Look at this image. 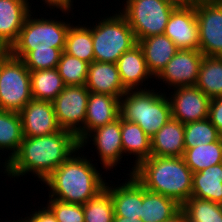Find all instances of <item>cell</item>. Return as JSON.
I'll use <instances>...</instances> for the list:
<instances>
[{
  "label": "cell",
  "mask_w": 222,
  "mask_h": 222,
  "mask_svg": "<svg viewBox=\"0 0 222 222\" xmlns=\"http://www.w3.org/2000/svg\"><path fill=\"white\" fill-rule=\"evenodd\" d=\"M79 147L76 136L62 129L47 136L24 137L19 151L9 163L10 179L19 180L31 173L37 181L43 182Z\"/></svg>",
  "instance_id": "cell-1"
},
{
  "label": "cell",
  "mask_w": 222,
  "mask_h": 222,
  "mask_svg": "<svg viewBox=\"0 0 222 222\" xmlns=\"http://www.w3.org/2000/svg\"><path fill=\"white\" fill-rule=\"evenodd\" d=\"M83 151L79 147L41 182L48 187L49 198L84 205L105 189L106 177H102L100 168L98 170L96 167L97 163H92L94 160L80 153Z\"/></svg>",
  "instance_id": "cell-2"
},
{
  "label": "cell",
  "mask_w": 222,
  "mask_h": 222,
  "mask_svg": "<svg viewBox=\"0 0 222 222\" xmlns=\"http://www.w3.org/2000/svg\"><path fill=\"white\" fill-rule=\"evenodd\" d=\"M147 190L176 200L181 206L192 197L193 172L183 157H156L141 161L132 174Z\"/></svg>",
  "instance_id": "cell-3"
},
{
  "label": "cell",
  "mask_w": 222,
  "mask_h": 222,
  "mask_svg": "<svg viewBox=\"0 0 222 222\" xmlns=\"http://www.w3.org/2000/svg\"><path fill=\"white\" fill-rule=\"evenodd\" d=\"M127 90L120 98V117L136 123L151 138L171 118V104L166 90ZM159 91V92H158Z\"/></svg>",
  "instance_id": "cell-4"
},
{
  "label": "cell",
  "mask_w": 222,
  "mask_h": 222,
  "mask_svg": "<svg viewBox=\"0 0 222 222\" xmlns=\"http://www.w3.org/2000/svg\"><path fill=\"white\" fill-rule=\"evenodd\" d=\"M114 12L92 22L94 61L116 63L124 52L138 44L126 17L117 9Z\"/></svg>",
  "instance_id": "cell-5"
},
{
  "label": "cell",
  "mask_w": 222,
  "mask_h": 222,
  "mask_svg": "<svg viewBox=\"0 0 222 222\" xmlns=\"http://www.w3.org/2000/svg\"><path fill=\"white\" fill-rule=\"evenodd\" d=\"M36 10L26 17L17 41L11 46V54L23 59L34 49H65L66 35L71 21L36 17ZM34 13V14H33ZM34 16V17H33ZM57 19V20H56Z\"/></svg>",
  "instance_id": "cell-6"
},
{
  "label": "cell",
  "mask_w": 222,
  "mask_h": 222,
  "mask_svg": "<svg viewBox=\"0 0 222 222\" xmlns=\"http://www.w3.org/2000/svg\"><path fill=\"white\" fill-rule=\"evenodd\" d=\"M124 1L126 3L122 2L123 7L119 11L126 17L137 42L149 36L164 34L169 17L177 7L167 0Z\"/></svg>",
  "instance_id": "cell-7"
},
{
  "label": "cell",
  "mask_w": 222,
  "mask_h": 222,
  "mask_svg": "<svg viewBox=\"0 0 222 222\" xmlns=\"http://www.w3.org/2000/svg\"><path fill=\"white\" fill-rule=\"evenodd\" d=\"M31 99L30 71L22 59L10 54L1 61L0 109L20 112Z\"/></svg>",
  "instance_id": "cell-8"
},
{
  "label": "cell",
  "mask_w": 222,
  "mask_h": 222,
  "mask_svg": "<svg viewBox=\"0 0 222 222\" xmlns=\"http://www.w3.org/2000/svg\"><path fill=\"white\" fill-rule=\"evenodd\" d=\"M199 50L204 56H222V0L194 3Z\"/></svg>",
  "instance_id": "cell-9"
},
{
  "label": "cell",
  "mask_w": 222,
  "mask_h": 222,
  "mask_svg": "<svg viewBox=\"0 0 222 222\" xmlns=\"http://www.w3.org/2000/svg\"><path fill=\"white\" fill-rule=\"evenodd\" d=\"M89 90L85 85L66 86L52 101L58 125L75 136L83 129Z\"/></svg>",
  "instance_id": "cell-10"
},
{
  "label": "cell",
  "mask_w": 222,
  "mask_h": 222,
  "mask_svg": "<svg viewBox=\"0 0 222 222\" xmlns=\"http://www.w3.org/2000/svg\"><path fill=\"white\" fill-rule=\"evenodd\" d=\"M95 146L100 164L103 169L110 171L118 164H121L123 156L122 139H121V117L119 116L114 122L106 124L92 130L81 142L80 147L84 149L88 144Z\"/></svg>",
  "instance_id": "cell-11"
},
{
  "label": "cell",
  "mask_w": 222,
  "mask_h": 222,
  "mask_svg": "<svg viewBox=\"0 0 222 222\" xmlns=\"http://www.w3.org/2000/svg\"><path fill=\"white\" fill-rule=\"evenodd\" d=\"M204 55L199 49H179L155 78L170 89L195 86Z\"/></svg>",
  "instance_id": "cell-12"
},
{
  "label": "cell",
  "mask_w": 222,
  "mask_h": 222,
  "mask_svg": "<svg viewBox=\"0 0 222 222\" xmlns=\"http://www.w3.org/2000/svg\"><path fill=\"white\" fill-rule=\"evenodd\" d=\"M169 95L172 118L183 124L209 117L211 98L196 86L178 87Z\"/></svg>",
  "instance_id": "cell-13"
},
{
  "label": "cell",
  "mask_w": 222,
  "mask_h": 222,
  "mask_svg": "<svg viewBox=\"0 0 222 222\" xmlns=\"http://www.w3.org/2000/svg\"><path fill=\"white\" fill-rule=\"evenodd\" d=\"M19 114L24 137L47 136L61 130L50 101L31 99Z\"/></svg>",
  "instance_id": "cell-14"
},
{
  "label": "cell",
  "mask_w": 222,
  "mask_h": 222,
  "mask_svg": "<svg viewBox=\"0 0 222 222\" xmlns=\"http://www.w3.org/2000/svg\"><path fill=\"white\" fill-rule=\"evenodd\" d=\"M164 34L179 49H199V29L195 6H177L171 13Z\"/></svg>",
  "instance_id": "cell-15"
},
{
  "label": "cell",
  "mask_w": 222,
  "mask_h": 222,
  "mask_svg": "<svg viewBox=\"0 0 222 222\" xmlns=\"http://www.w3.org/2000/svg\"><path fill=\"white\" fill-rule=\"evenodd\" d=\"M120 99L90 92L83 129L76 135L80 143L92 130L114 122L120 116Z\"/></svg>",
  "instance_id": "cell-16"
},
{
  "label": "cell",
  "mask_w": 222,
  "mask_h": 222,
  "mask_svg": "<svg viewBox=\"0 0 222 222\" xmlns=\"http://www.w3.org/2000/svg\"><path fill=\"white\" fill-rule=\"evenodd\" d=\"M128 177L119 185L112 184V181H110L111 184L106 182L105 189L112 198L114 216L141 219L142 185L133 175H128Z\"/></svg>",
  "instance_id": "cell-17"
},
{
  "label": "cell",
  "mask_w": 222,
  "mask_h": 222,
  "mask_svg": "<svg viewBox=\"0 0 222 222\" xmlns=\"http://www.w3.org/2000/svg\"><path fill=\"white\" fill-rule=\"evenodd\" d=\"M116 64L121 82L126 90L148 89L146 88L150 84L148 81L150 79L151 82L153 75L147 67L143 50L138 44L129 51L124 52Z\"/></svg>",
  "instance_id": "cell-18"
},
{
  "label": "cell",
  "mask_w": 222,
  "mask_h": 222,
  "mask_svg": "<svg viewBox=\"0 0 222 222\" xmlns=\"http://www.w3.org/2000/svg\"><path fill=\"white\" fill-rule=\"evenodd\" d=\"M85 86L89 92L112 95L119 99L127 92L121 82L116 63H90Z\"/></svg>",
  "instance_id": "cell-19"
},
{
  "label": "cell",
  "mask_w": 222,
  "mask_h": 222,
  "mask_svg": "<svg viewBox=\"0 0 222 222\" xmlns=\"http://www.w3.org/2000/svg\"><path fill=\"white\" fill-rule=\"evenodd\" d=\"M32 4L28 0H0V38L8 45L17 41L26 17L33 11Z\"/></svg>",
  "instance_id": "cell-20"
},
{
  "label": "cell",
  "mask_w": 222,
  "mask_h": 222,
  "mask_svg": "<svg viewBox=\"0 0 222 222\" xmlns=\"http://www.w3.org/2000/svg\"><path fill=\"white\" fill-rule=\"evenodd\" d=\"M184 150V124L173 118L151 137V156L182 157Z\"/></svg>",
  "instance_id": "cell-21"
},
{
  "label": "cell",
  "mask_w": 222,
  "mask_h": 222,
  "mask_svg": "<svg viewBox=\"0 0 222 222\" xmlns=\"http://www.w3.org/2000/svg\"><path fill=\"white\" fill-rule=\"evenodd\" d=\"M142 48L147 67L154 79L165 68L179 48L165 34L149 36L138 41Z\"/></svg>",
  "instance_id": "cell-22"
},
{
  "label": "cell",
  "mask_w": 222,
  "mask_h": 222,
  "mask_svg": "<svg viewBox=\"0 0 222 222\" xmlns=\"http://www.w3.org/2000/svg\"><path fill=\"white\" fill-rule=\"evenodd\" d=\"M121 139L123 155H134L133 167L126 175H132L135 166L151 156V138L139 127L138 124L121 118ZM125 153V154H124Z\"/></svg>",
  "instance_id": "cell-23"
},
{
  "label": "cell",
  "mask_w": 222,
  "mask_h": 222,
  "mask_svg": "<svg viewBox=\"0 0 222 222\" xmlns=\"http://www.w3.org/2000/svg\"><path fill=\"white\" fill-rule=\"evenodd\" d=\"M182 206L174 199L145 189L142 186L143 222H165L176 215Z\"/></svg>",
  "instance_id": "cell-24"
},
{
  "label": "cell",
  "mask_w": 222,
  "mask_h": 222,
  "mask_svg": "<svg viewBox=\"0 0 222 222\" xmlns=\"http://www.w3.org/2000/svg\"><path fill=\"white\" fill-rule=\"evenodd\" d=\"M192 197L222 204V163L193 173Z\"/></svg>",
  "instance_id": "cell-25"
},
{
  "label": "cell",
  "mask_w": 222,
  "mask_h": 222,
  "mask_svg": "<svg viewBox=\"0 0 222 222\" xmlns=\"http://www.w3.org/2000/svg\"><path fill=\"white\" fill-rule=\"evenodd\" d=\"M23 138L19 112L0 109V150L3 154L5 151L9 152L7 156L9 162L19 151Z\"/></svg>",
  "instance_id": "cell-26"
},
{
  "label": "cell",
  "mask_w": 222,
  "mask_h": 222,
  "mask_svg": "<svg viewBox=\"0 0 222 222\" xmlns=\"http://www.w3.org/2000/svg\"><path fill=\"white\" fill-rule=\"evenodd\" d=\"M70 25L65 42L64 52L90 64L94 61L92 26L89 23ZM90 24V25H86ZM89 26V27H88Z\"/></svg>",
  "instance_id": "cell-27"
},
{
  "label": "cell",
  "mask_w": 222,
  "mask_h": 222,
  "mask_svg": "<svg viewBox=\"0 0 222 222\" xmlns=\"http://www.w3.org/2000/svg\"><path fill=\"white\" fill-rule=\"evenodd\" d=\"M32 97L52 102L66 87L57 68L30 71Z\"/></svg>",
  "instance_id": "cell-28"
},
{
  "label": "cell",
  "mask_w": 222,
  "mask_h": 222,
  "mask_svg": "<svg viewBox=\"0 0 222 222\" xmlns=\"http://www.w3.org/2000/svg\"><path fill=\"white\" fill-rule=\"evenodd\" d=\"M195 86L211 99L222 96V57H203Z\"/></svg>",
  "instance_id": "cell-29"
},
{
  "label": "cell",
  "mask_w": 222,
  "mask_h": 222,
  "mask_svg": "<svg viewBox=\"0 0 222 222\" xmlns=\"http://www.w3.org/2000/svg\"><path fill=\"white\" fill-rule=\"evenodd\" d=\"M182 157L193 173L220 164L222 163V138L216 142L187 148Z\"/></svg>",
  "instance_id": "cell-30"
},
{
  "label": "cell",
  "mask_w": 222,
  "mask_h": 222,
  "mask_svg": "<svg viewBox=\"0 0 222 222\" xmlns=\"http://www.w3.org/2000/svg\"><path fill=\"white\" fill-rule=\"evenodd\" d=\"M189 222H222V204L196 197L189 198L181 208Z\"/></svg>",
  "instance_id": "cell-31"
},
{
  "label": "cell",
  "mask_w": 222,
  "mask_h": 222,
  "mask_svg": "<svg viewBox=\"0 0 222 222\" xmlns=\"http://www.w3.org/2000/svg\"><path fill=\"white\" fill-rule=\"evenodd\" d=\"M221 133L211 123L209 118L184 124V147L192 148L202 144L216 142Z\"/></svg>",
  "instance_id": "cell-32"
},
{
  "label": "cell",
  "mask_w": 222,
  "mask_h": 222,
  "mask_svg": "<svg viewBox=\"0 0 222 222\" xmlns=\"http://www.w3.org/2000/svg\"><path fill=\"white\" fill-rule=\"evenodd\" d=\"M85 222H113L114 205L110 193L104 189L83 205Z\"/></svg>",
  "instance_id": "cell-33"
},
{
  "label": "cell",
  "mask_w": 222,
  "mask_h": 222,
  "mask_svg": "<svg viewBox=\"0 0 222 222\" xmlns=\"http://www.w3.org/2000/svg\"><path fill=\"white\" fill-rule=\"evenodd\" d=\"M57 69L66 86L86 84L89 64L85 61L63 51Z\"/></svg>",
  "instance_id": "cell-34"
},
{
  "label": "cell",
  "mask_w": 222,
  "mask_h": 222,
  "mask_svg": "<svg viewBox=\"0 0 222 222\" xmlns=\"http://www.w3.org/2000/svg\"><path fill=\"white\" fill-rule=\"evenodd\" d=\"M64 49H34L22 60L29 71L57 68Z\"/></svg>",
  "instance_id": "cell-35"
},
{
  "label": "cell",
  "mask_w": 222,
  "mask_h": 222,
  "mask_svg": "<svg viewBox=\"0 0 222 222\" xmlns=\"http://www.w3.org/2000/svg\"><path fill=\"white\" fill-rule=\"evenodd\" d=\"M46 207L55 216L57 222H85L83 205L81 204L66 203L49 198Z\"/></svg>",
  "instance_id": "cell-36"
},
{
  "label": "cell",
  "mask_w": 222,
  "mask_h": 222,
  "mask_svg": "<svg viewBox=\"0 0 222 222\" xmlns=\"http://www.w3.org/2000/svg\"><path fill=\"white\" fill-rule=\"evenodd\" d=\"M208 118L222 134V96L210 100Z\"/></svg>",
  "instance_id": "cell-37"
},
{
  "label": "cell",
  "mask_w": 222,
  "mask_h": 222,
  "mask_svg": "<svg viewBox=\"0 0 222 222\" xmlns=\"http://www.w3.org/2000/svg\"><path fill=\"white\" fill-rule=\"evenodd\" d=\"M38 208V210H34L29 212V214L26 213V221L27 222H57L55 216L52 214V212L46 207L41 205ZM29 215V216H28Z\"/></svg>",
  "instance_id": "cell-38"
},
{
  "label": "cell",
  "mask_w": 222,
  "mask_h": 222,
  "mask_svg": "<svg viewBox=\"0 0 222 222\" xmlns=\"http://www.w3.org/2000/svg\"><path fill=\"white\" fill-rule=\"evenodd\" d=\"M43 4L46 7H48L50 9V11L53 9H55L57 11V9H59L62 13L66 14V16H69V13H71L72 10H74V0H42Z\"/></svg>",
  "instance_id": "cell-39"
},
{
  "label": "cell",
  "mask_w": 222,
  "mask_h": 222,
  "mask_svg": "<svg viewBox=\"0 0 222 222\" xmlns=\"http://www.w3.org/2000/svg\"><path fill=\"white\" fill-rule=\"evenodd\" d=\"M11 54V46L0 38V61L5 60Z\"/></svg>",
  "instance_id": "cell-40"
},
{
  "label": "cell",
  "mask_w": 222,
  "mask_h": 222,
  "mask_svg": "<svg viewBox=\"0 0 222 222\" xmlns=\"http://www.w3.org/2000/svg\"><path fill=\"white\" fill-rule=\"evenodd\" d=\"M165 222H189L187 215L181 209L176 215Z\"/></svg>",
  "instance_id": "cell-41"
},
{
  "label": "cell",
  "mask_w": 222,
  "mask_h": 222,
  "mask_svg": "<svg viewBox=\"0 0 222 222\" xmlns=\"http://www.w3.org/2000/svg\"><path fill=\"white\" fill-rule=\"evenodd\" d=\"M113 222H143V221L137 218L114 216Z\"/></svg>",
  "instance_id": "cell-42"
},
{
  "label": "cell",
  "mask_w": 222,
  "mask_h": 222,
  "mask_svg": "<svg viewBox=\"0 0 222 222\" xmlns=\"http://www.w3.org/2000/svg\"><path fill=\"white\" fill-rule=\"evenodd\" d=\"M176 6H188L193 5L195 2L193 0H167Z\"/></svg>",
  "instance_id": "cell-43"
},
{
  "label": "cell",
  "mask_w": 222,
  "mask_h": 222,
  "mask_svg": "<svg viewBox=\"0 0 222 222\" xmlns=\"http://www.w3.org/2000/svg\"><path fill=\"white\" fill-rule=\"evenodd\" d=\"M1 153V155H2V152H0ZM1 155H0V159H1ZM2 160H0V167H2L3 168V173L4 174H7V176L8 177H10V171H9V161L7 160V158H5L3 161H5V162H1ZM2 163V164H1ZM3 165V166H2Z\"/></svg>",
  "instance_id": "cell-44"
},
{
  "label": "cell",
  "mask_w": 222,
  "mask_h": 222,
  "mask_svg": "<svg viewBox=\"0 0 222 222\" xmlns=\"http://www.w3.org/2000/svg\"><path fill=\"white\" fill-rule=\"evenodd\" d=\"M20 218H18L19 220L17 219L16 221L13 218V221L9 220V221H4V222H27L26 217L25 218L20 217ZM1 222H2V220H1Z\"/></svg>",
  "instance_id": "cell-45"
},
{
  "label": "cell",
  "mask_w": 222,
  "mask_h": 222,
  "mask_svg": "<svg viewBox=\"0 0 222 222\" xmlns=\"http://www.w3.org/2000/svg\"><path fill=\"white\" fill-rule=\"evenodd\" d=\"M194 2H198V1H211V0H193Z\"/></svg>",
  "instance_id": "cell-46"
}]
</instances>
